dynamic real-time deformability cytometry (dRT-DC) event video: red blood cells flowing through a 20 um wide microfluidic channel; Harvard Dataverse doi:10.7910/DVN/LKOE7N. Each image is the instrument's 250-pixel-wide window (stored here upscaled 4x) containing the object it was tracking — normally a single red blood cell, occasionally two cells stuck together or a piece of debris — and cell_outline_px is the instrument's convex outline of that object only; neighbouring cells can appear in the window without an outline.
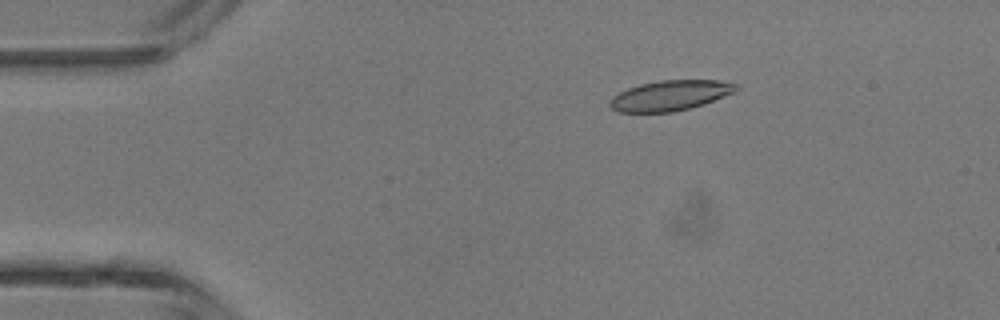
{"species": "common noctule bat (a hibernating species)", "species_latin": "Nyctalus noctula", "temperature_condition": "room temperature", "stored_images_in_passage": 6, "camera_frame_rate_fps": 3000, "um_per_image_px": 0.085, "animal": {"sex": "male", "body_mass_g": 13.3}, "frame": {"image": 1, "passage_image": 3, "time_ms": 2.333, "image_size_px": [1000, 320], "cell_outline_px": [[740, 88], [732, 92], [704, 104], [672, 112], [620, 112], [612, 108], [608, 104], [612, 96], [628, 88], [640, 84], [660, 80], [720, 80], [740, 84]], "centroid_in_image_um": [56.97, 8.1], "position_along_channel_um": 28.0, "area_um2": 22.14}}
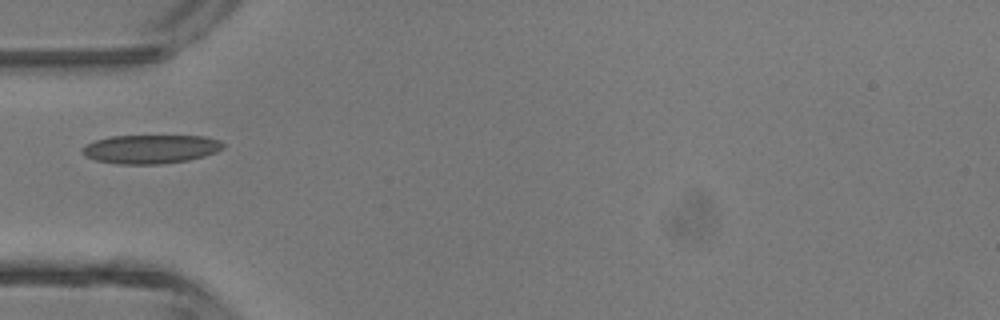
{"frame": {"image": 2, "passage_image": 5, "time_ms": 4.667, "image_size_px": [1000, 320], "cell_outline_px": [[224, 148], [216, 152], [204, 156], [188, 160], [160, 164], [116, 164], [96, 160], [84, 156], [80, 152], [80, 148], [96, 140], [112, 136], [204, 136], [220, 140], [224, 144]], "centroid_in_image_um": [12.79, 12.67], "position_along_channel_um": 72.2, "area_um2": 23.7}}
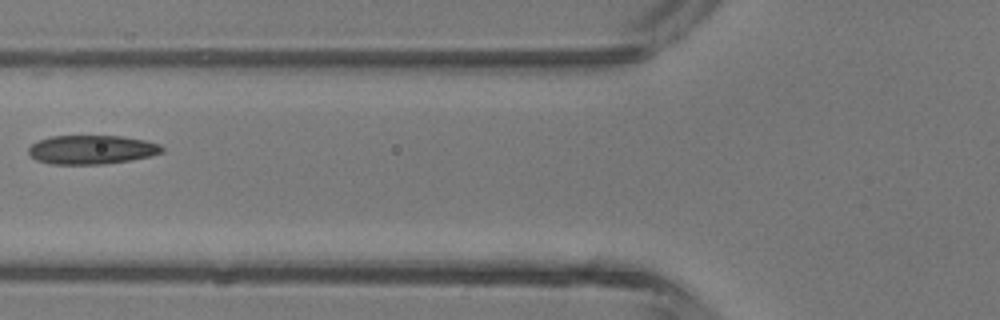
{"frame": {"image": 3, "passage_image": 6, "time_ms": 5.667, "image_size_px": [1000, 320], "cell_outline_px": [[164, 152], [148, 156], [128, 160], [104, 164], [52, 164], [36, 160], [28, 152], [28, 148], [32, 144], [40, 140], [52, 136], [124, 136], [144, 140], [160, 144], [164, 148]], "centroid_in_image_um": [7.8, 12.72], "position_along_channel_um": 118.0, "area_um2": 22.37}}